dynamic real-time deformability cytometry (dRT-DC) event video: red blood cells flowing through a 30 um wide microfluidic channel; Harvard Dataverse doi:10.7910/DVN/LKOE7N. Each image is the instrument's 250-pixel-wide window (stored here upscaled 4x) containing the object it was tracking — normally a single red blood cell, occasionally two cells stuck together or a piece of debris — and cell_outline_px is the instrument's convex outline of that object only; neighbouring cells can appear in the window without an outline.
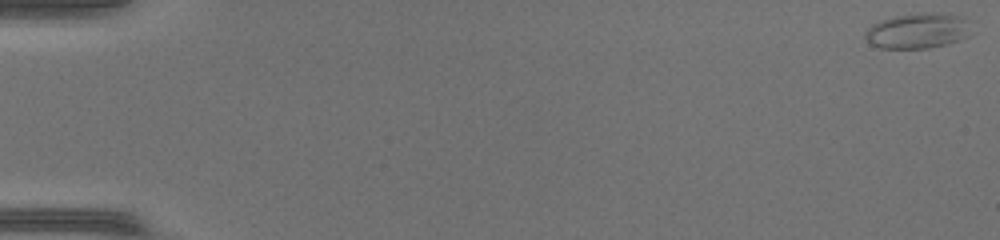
{"species": "common noctule bat (a hibernating species)", "species_latin": "Nyctalus noctula", "temperature_condition": "warm", "stored_images_in_passage": 49, "camera_frame_rate_fps": 3000, "um_per_image_px": 0.085, "animal": {"sex": "female", "body_mass_g": 17.0, "forearm_length_mm": 48.0}, "frame": {"image": 1, "passage_image": 1, "time_ms": 0.0, "image_size_px": [1000, 240], "cell_outline_px": [[976, 32], [960, 40], [948, 44], [928, 48], [880, 48], [872, 44], [864, 36], [864, 32], [872, 24], [880, 20], [896, 16], [940, 12], [964, 16]], "centroid_in_image_um": [78.1, 2.62], "position_along_channel_um": 6.9, "area_um2": 22.14}}
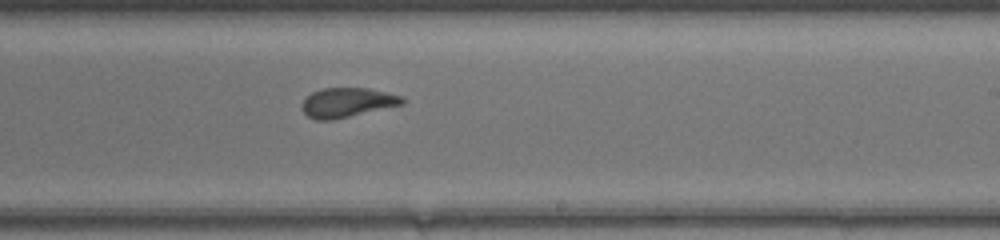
{"frame": {"image": 2, "passage_image": 31, "time_ms": 10.0, "image_size_px": [1000, 240], "cell_outline_px": [[404, 104], [332, 120], [316, 120], [308, 116], [304, 112], [300, 104], [312, 92], [320, 88], [368, 88], [404, 96]], "centroid_in_image_um": [29.51, 8.71], "position_along_channel_um": 259.5, "area_um2": 17.22}}
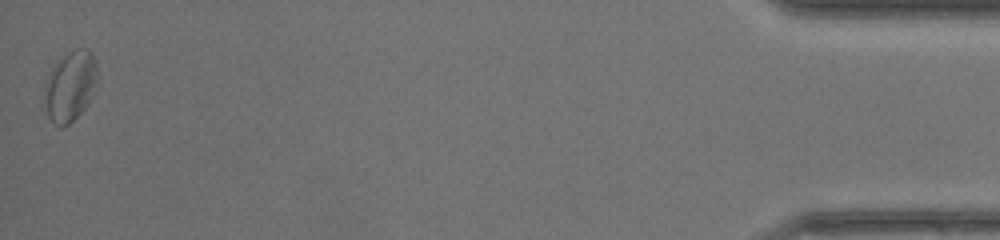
{"frame": {"image": 3, "passage_image": 49, "time_ms": 16.0, "image_size_px": [1000, 240], "cell_outline_px": [[96, 92], [88, 104], [64, 128], [60, 128], [52, 124], [48, 116], [44, 100], [44, 92], [52, 68], [68, 52], [76, 48], [84, 48], [92, 52], [96, 64]], "centroid_in_image_um": [5.99, 7.36], "position_along_channel_um": 429.2, "area_um2": 21.56}, "authors_computed_cell_mechanics": {"area_um2": 18.3804, "velocity_mm_per_s": 4.3474, "shape_relaxation_time_tau1_ms": null, "shape_relaxation_time_tau2_ms": 0.8012, "deformation_change_tau1": null, "deformation_change_tau2": 0.0502}}